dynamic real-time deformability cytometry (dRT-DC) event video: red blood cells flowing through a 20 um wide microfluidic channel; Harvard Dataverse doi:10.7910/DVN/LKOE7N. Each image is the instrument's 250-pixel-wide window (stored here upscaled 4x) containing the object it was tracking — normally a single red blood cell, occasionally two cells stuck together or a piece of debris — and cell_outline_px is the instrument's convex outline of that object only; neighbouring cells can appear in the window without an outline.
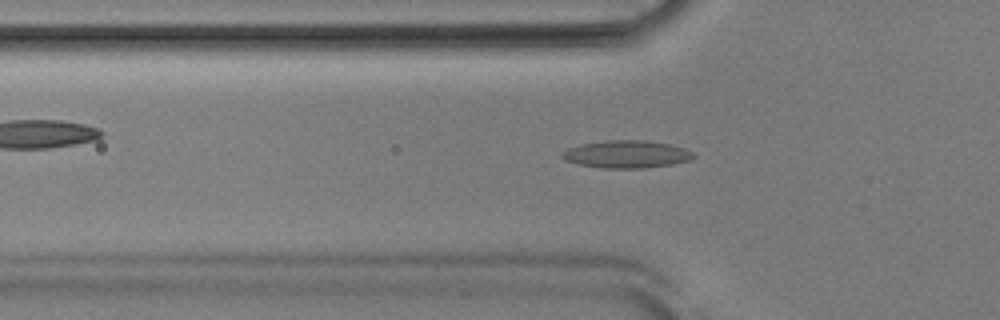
{"species": "Egyptian fruit bat (a non-hibernating species)", "species_latin": "Rousettus aegyptiacus", "temperature_condition": "room temperature", "stored_images_in_passage": 52, "camera_frame_rate_fps": 3000, "um_per_image_px": 0.085, "animal": {"sex": "male"}, "frame": {"image": 1, "passage_image": 17, "time_ms": 5.333, "image_size_px": [1000, 320], "cell_outline_px": [[696, 156], [692, 160], [672, 164], [644, 168], [600, 168], [576, 164], [564, 160], [560, 156], [560, 152], [568, 148], [580, 144], [604, 140], [644, 140], [672, 144], [684, 148], [692, 152]], "centroid_in_image_um": [53.23, 13.11], "position_along_channel_um": 72.6, "area_um2": 21.44}}
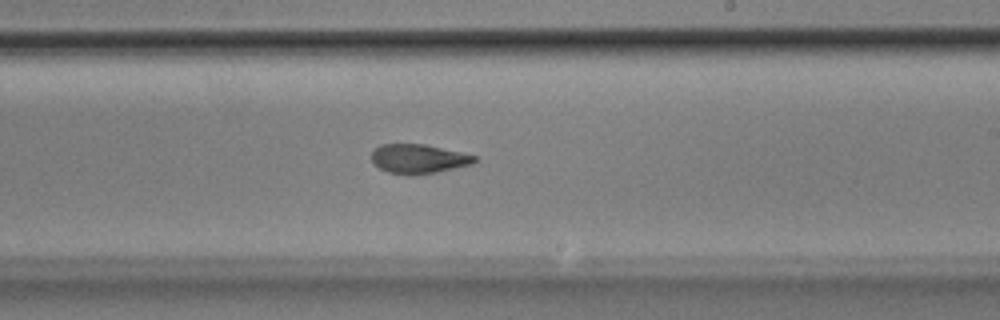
{"frame": {"image": 2, "passage_image": 31, "time_ms": 10.0, "image_size_px": [1000, 320], "cell_outline_px": [[476, 160], [472, 164], [436, 172], [412, 176], [408, 176], [388, 172], [380, 168], [372, 160], [372, 152], [380, 144], [424, 144], [460, 152], [476, 156]], "centroid_in_image_um": [35.56, 13.51], "position_along_channel_um": 253.4, "area_um2": 17.46}}
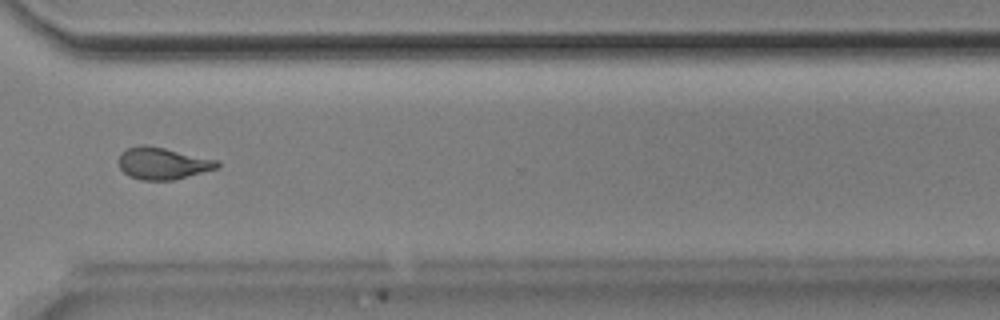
{"frame": {"image": 3, "passage_image": 39, "time_ms": 12.667, "image_size_px": [1000, 320], "cell_outline_px": [[220, 168], [172, 180], [140, 180], [128, 176], [120, 168], [120, 152], [128, 148], [140, 144], [144, 144], [164, 148], [220, 160]], "centroid_in_image_um": [13.86, 13.88], "position_along_channel_um": 356.7, "area_um2": 18.44}, "authors_computed_cell_mechanics": {"area_um2": 18.4382, "velocity_mm_per_s": 3.8692, "shape_relaxation_time_tau1_ms": null, "shape_relaxation_time_tau2_ms": 3.0189, "deformation_change_tau1": null, "deformation_change_tau2": 0.1105}}